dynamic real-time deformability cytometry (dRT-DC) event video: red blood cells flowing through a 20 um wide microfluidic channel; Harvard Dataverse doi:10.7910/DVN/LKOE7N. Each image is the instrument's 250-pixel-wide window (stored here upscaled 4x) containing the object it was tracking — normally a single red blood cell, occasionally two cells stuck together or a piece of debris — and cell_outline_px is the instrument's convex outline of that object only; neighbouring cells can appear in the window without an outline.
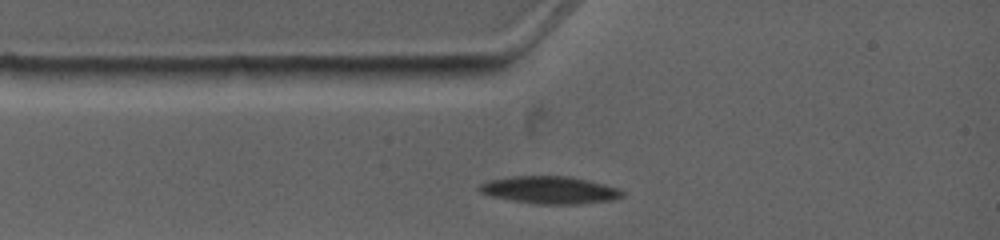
{"species": "common noctule bat (a hibernating species)", "species_latin": "Nyctalus noctula", "temperature_condition": "warm", "stored_images_in_passage": 4, "camera_frame_rate_fps": 4500, "um_per_image_px": 0.085, "animal": {"sex": "female", "body_mass_g": 19.0, "forearm_length_mm": 53.3}, "frame": {"image": 1, "passage_image": 1, "time_ms": 0.0, "image_size_px": [1000, 240], "cell_outline_px": [[624, 196], [616, 200], [576, 204], [536, 204], [512, 200], [492, 196], [480, 192], [476, 188], [480, 184], [488, 180], [512, 176], [568, 176], [588, 180], [616, 188], [624, 192]], "centroid_in_image_um": [46.72, 16.15], "position_along_channel_um": 38.3, "area_um2": 22.83}}
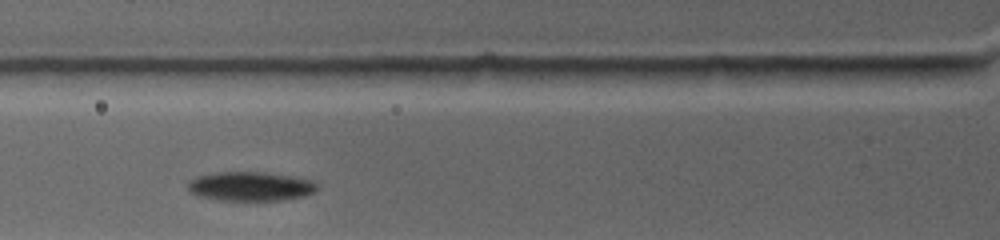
{"frame": {"image": 2, "passage_image": 3, "time_ms": 1.778, "image_size_px": [1000, 240], "cell_outline_px": [[316, 192], [308, 196], [280, 200], [216, 200], [196, 196], [188, 192], [188, 184], [196, 176], [212, 172], [260, 172], [288, 176], [312, 180], [316, 184]], "centroid_in_image_um": [21.25, 15.85], "position_along_channel_um": 104.6, "area_um2": 22.08}}
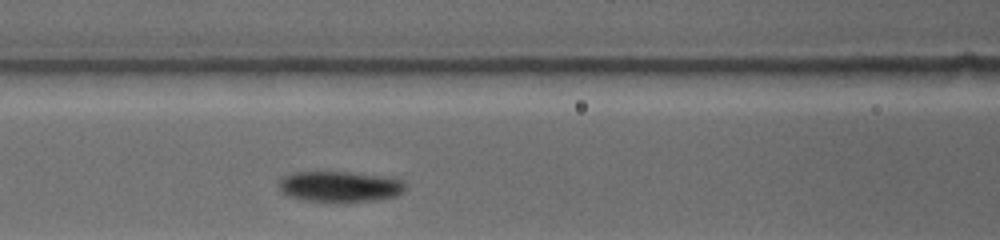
{"frame": {"image": 3, "passage_image": 4, "time_ms": 2.667, "image_size_px": [1000, 240], "cell_outline_px": [[404, 192], [396, 196], [380, 200], [336, 204], [304, 200], [288, 196], [276, 184], [284, 176], [292, 172], [348, 172], [404, 180]], "centroid_in_image_um": [28.86, 15.9], "position_along_channel_um": 137.7, "area_um2": 23.12}}